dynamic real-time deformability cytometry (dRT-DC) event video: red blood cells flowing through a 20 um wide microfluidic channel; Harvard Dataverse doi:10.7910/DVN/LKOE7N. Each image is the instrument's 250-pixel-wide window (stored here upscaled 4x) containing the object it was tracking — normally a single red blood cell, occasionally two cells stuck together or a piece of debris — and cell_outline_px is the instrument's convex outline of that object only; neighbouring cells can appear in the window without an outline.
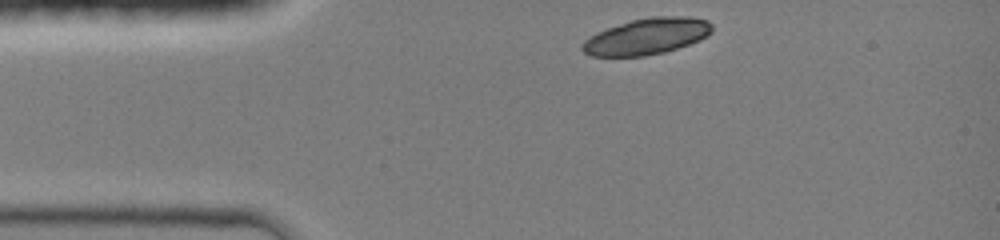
{"species": "common noctule bat (a hibernating species)", "species_latin": "Nyctalus noctula", "temperature_condition": "room temperature", "stored_images_in_passage": 32, "camera_frame_rate_fps": 3000, "um_per_image_px": 0.085, "animal": {"sex": "female", "body_mass_g": 19.0, "forearm_length_mm": 51.5}, "frame": {"image": 1, "passage_image": 1, "time_ms": 0.0, "image_size_px": [1000, 240], "cell_outline_px": [[712, 32], [708, 36], [700, 40], [664, 52], [644, 56], [592, 56], [584, 52], [580, 48], [584, 40], [596, 32], [632, 20], [652, 16], [688, 16], [708, 20], [712, 24]], "centroid_in_image_um": [55.0, 3.08], "position_along_channel_um": 30.0, "area_um2": 27.4}}
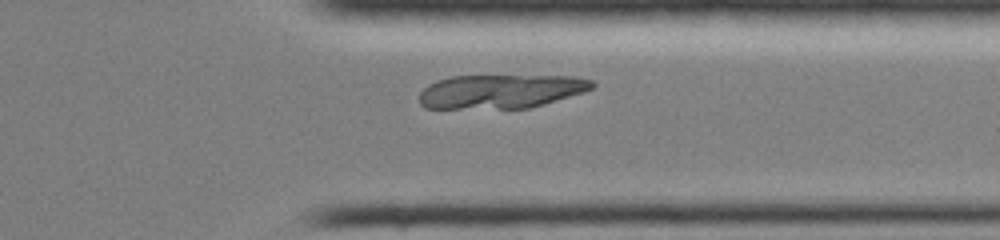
{"frame": {"image": 2, "passage_image": 28, "time_ms": 9.0, "image_size_px": [1000, 240], "cell_outline_px": [[596, 84], [592, 88], [584, 92], [528, 108], [424, 108], [420, 104], [420, 92], [428, 84], [436, 80], [452, 76], [576, 76], [592, 80]], "centroid_in_image_um": [42.55, 7.76], "position_along_channel_um": 368.8, "area_um2": 34.04}}
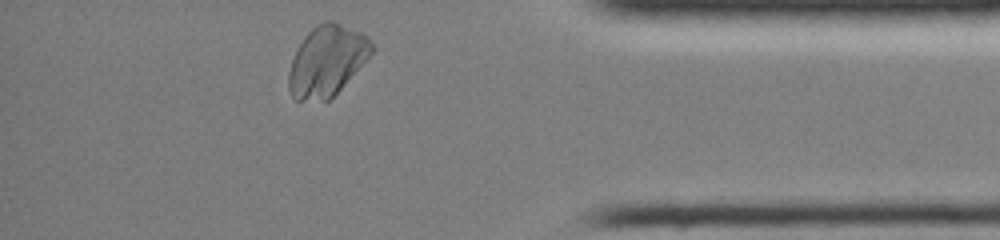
{"frame": {"image": 3, "passage_image": 32, "time_ms": 10.333, "image_size_px": [1000, 240], "cell_outline_px": [[376, 48], [340, 88], [328, 100], [296, 100], [292, 96], [288, 88], [288, 72], [296, 48], [304, 36], [312, 28], [328, 20], [332, 20], [360, 32], [368, 36]], "centroid_in_image_um": [27.77, 5.14], "position_along_channel_um": 407.4, "area_um2": 33.7}}